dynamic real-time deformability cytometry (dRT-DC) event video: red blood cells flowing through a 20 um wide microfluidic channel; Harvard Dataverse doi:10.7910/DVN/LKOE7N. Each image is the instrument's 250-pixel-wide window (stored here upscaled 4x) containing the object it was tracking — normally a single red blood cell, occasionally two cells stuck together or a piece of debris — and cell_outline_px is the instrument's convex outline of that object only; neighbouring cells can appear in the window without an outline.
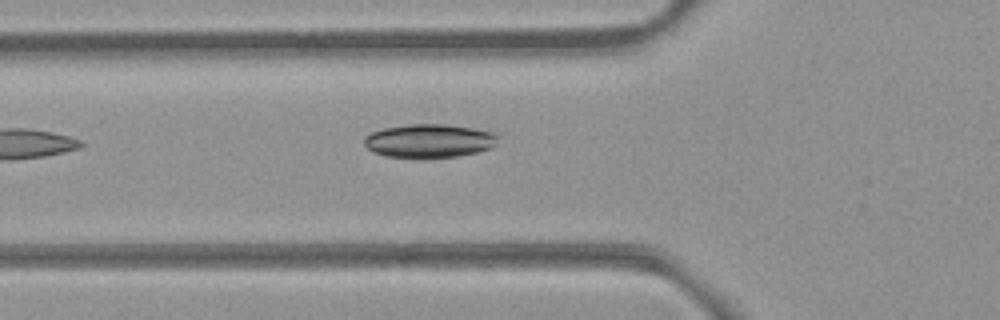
{"species": "common noctule bat (a hibernating species)", "species_latin": "Nyctalus noctula", "temperature_condition": "room temperature", "stored_images_in_passage": 3, "camera_frame_rate_fps": 3000, "um_per_image_px": 0.085, "animal": {"sex": "female", "body_mass_g": 21.9}, "frame": {"image": 1, "passage_image": 3, "time_ms": 0.667, "image_size_px": [1000, 320], "cell_outline_px": [[496, 144], [492, 148], [476, 152], [456, 156], [388, 156], [372, 152], [364, 144], [364, 136], [372, 132], [384, 128], [408, 124], [444, 124], [476, 128], [496, 132]], "centroid_in_image_um": [36.5, 11.94], "position_along_channel_um": 89.3, "area_um2": 25.78}}